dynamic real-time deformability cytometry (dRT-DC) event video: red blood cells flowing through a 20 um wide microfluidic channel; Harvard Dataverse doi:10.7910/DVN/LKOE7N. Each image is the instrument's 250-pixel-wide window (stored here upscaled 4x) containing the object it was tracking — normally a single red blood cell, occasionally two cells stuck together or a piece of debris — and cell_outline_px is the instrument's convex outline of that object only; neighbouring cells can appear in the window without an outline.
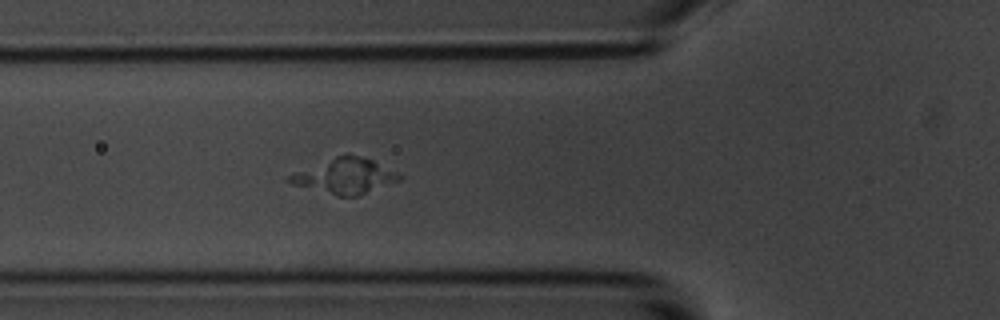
{"species": "common noctule bat (a hibernating species)", "species_latin": "Nyctalus noctula", "temperature_condition": "room temperature", "stored_images_in_passage": 6, "camera_frame_rate_fps": 3000, "um_per_image_px": 0.085, "animal": {"sex": "male", "body_mass_g": 20.1, "forearm_length_mm": 53.5}, "frame": {"image": 1, "passage_image": 6, "time_ms": 5.667, "image_size_px": [1000, 320], "cell_outline_px": [[400, 180], [356, 196], [336, 196], [292, 184], [284, 180], [288, 176], [296, 172], [336, 156], [348, 152], [372, 160], [396, 172], [400, 176]], "centroid_in_image_um": [29.28, 14.96], "position_along_channel_um": 96.5, "area_um2": 22.2}}